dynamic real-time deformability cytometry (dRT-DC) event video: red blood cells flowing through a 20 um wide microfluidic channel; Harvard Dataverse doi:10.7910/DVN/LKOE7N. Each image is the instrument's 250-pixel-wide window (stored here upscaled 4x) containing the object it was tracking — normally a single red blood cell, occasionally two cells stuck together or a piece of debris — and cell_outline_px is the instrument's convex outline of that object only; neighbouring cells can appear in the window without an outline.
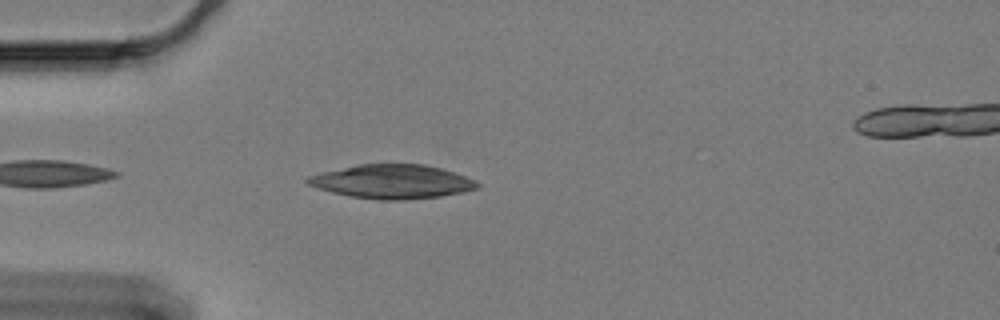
{"species": "Egyptian fruit bat (a non-hibernating species)", "species_latin": "Rousettus aegyptiacus", "temperature_condition": "cold", "stored_images_in_passage": 31, "segment_of_instrument_passage": [1, 2], "camera_frame_rate_fps": 3000, "um_per_image_px": 0.085, "animal": {"sex": "female"}, "frame": {"image": 1, "passage_image": 4, "time_ms": 1.0, "image_size_px": [1000, 320], "cell_outline_px": [[480, 188], [440, 196], [404, 200], [380, 200], [348, 196], [332, 192], [308, 184], [304, 180], [308, 176], [320, 172], [360, 164], [424, 164], [440, 168], [476, 180], [480, 184]], "centroid_in_image_um": [33.32, 15.44], "position_along_channel_um": 51.7, "area_um2": 33.41}}